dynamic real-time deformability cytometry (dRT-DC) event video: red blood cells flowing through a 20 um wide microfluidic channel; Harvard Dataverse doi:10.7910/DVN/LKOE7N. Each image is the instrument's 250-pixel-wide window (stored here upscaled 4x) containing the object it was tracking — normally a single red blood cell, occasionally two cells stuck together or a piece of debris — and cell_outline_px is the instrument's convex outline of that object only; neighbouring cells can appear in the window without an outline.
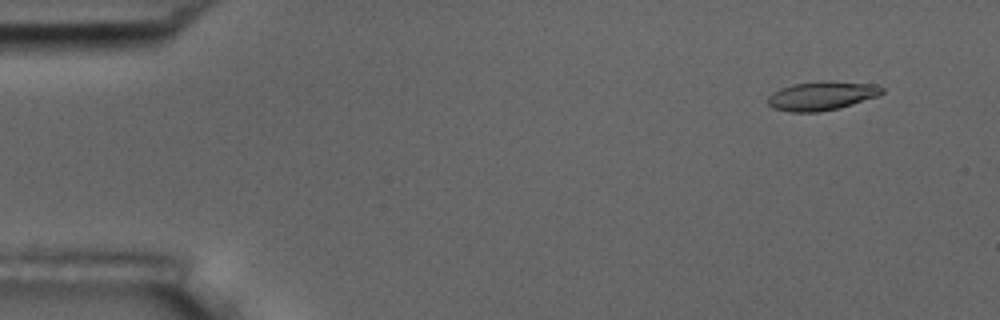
{"species": "common noctule bat (a hibernating species)", "species_latin": "Nyctalus noctula", "temperature_condition": "room temperature", "stored_images_in_passage": 56, "camera_frame_rate_fps": 3000, "um_per_image_px": 0.085, "animal": {"sex": "male", "body_mass_g": 17.5, "forearm_length_mm": 52.3}, "frame": {"image": 1, "passage_image": 5, "time_ms": 1.333, "image_size_px": [1000, 320], "cell_outline_px": [[884, 92], [880, 96], [852, 104], [820, 112], [792, 112], [772, 108], [768, 104], [768, 96], [772, 92], [780, 88], [792, 84], [876, 84], [884, 88]], "centroid_in_image_um": [69.81, 8.2], "position_along_channel_um": 15.2, "area_um2": 18.21}}
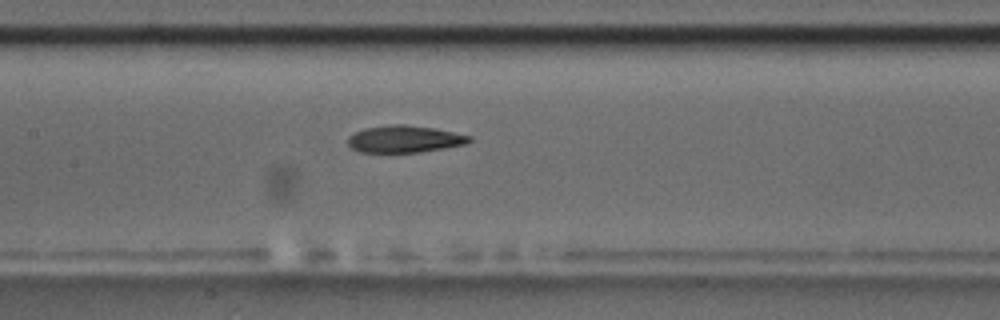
{"frame": {"image": 2, "passage_image": 27, "time_ms": 8.667, "image_size_px": [1000, 320], "cell_outline_px": [[472, 140], [468, 144], [420, 152], [360, 152], [352, 148], [348, 144], [348, 136], [352, 132], [364, 128], [392, 124], [404, 124], [432, 128], [472, 136]], "centroid_in_image_um": [34.37, 11.82], "position_along_channel_um": 173.0, "area_um2": 19.19}}
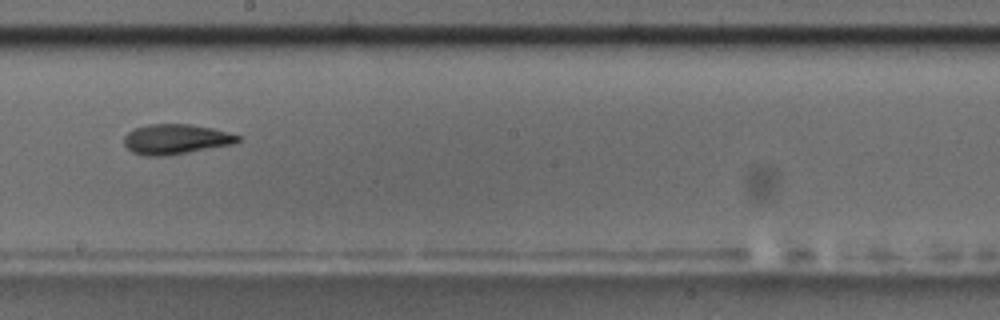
{"frame": {"image": 3, "passage_image": 32, "time_ms": 10.333, "image_size_px": [1000, 320], "cell_outline_px": [[240, 140], [232, 144], [188, 152], [164, 156], [144, 156], [132, 152], [124, 144], [124, 136], [132, 128], [148, 124], [188, 124], [212, 128], [240, 136]], "centroid_in_image_um": [14.88, 11.83], "position_along_channel_um": 233.3, "area_um2": 19.83}, "authors_computed_cell_mechanics": {"area_um2": 19.5653, "velocity_mm_per_s": 3.6316, "shape_relaxation_time_tau1_ms": 6.8627, "shape_relaxation_time_tau2_ms": 3.6791, "deformation_change_tau1": 0.1966, "deformation_change_tau2": 0.1135}}